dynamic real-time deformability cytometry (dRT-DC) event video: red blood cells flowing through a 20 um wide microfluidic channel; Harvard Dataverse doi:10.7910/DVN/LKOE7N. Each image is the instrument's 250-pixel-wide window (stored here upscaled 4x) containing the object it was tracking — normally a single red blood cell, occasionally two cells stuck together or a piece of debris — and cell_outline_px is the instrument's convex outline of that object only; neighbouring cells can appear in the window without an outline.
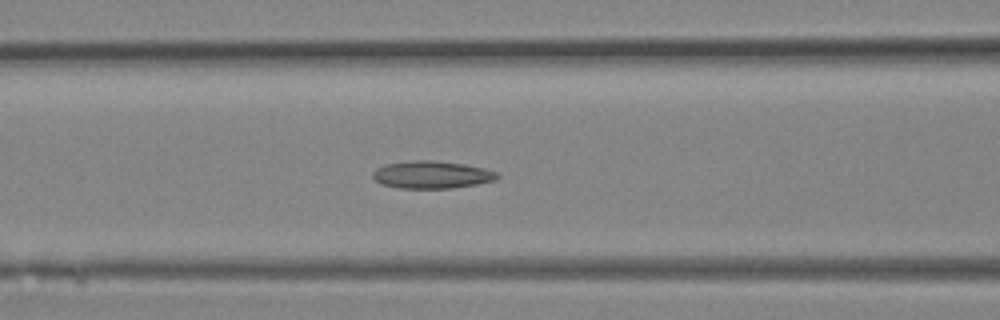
{"species": "Egyptian fruit bat (a non-hibernating species)", "species_latin": "Rousettus aegyptiacus", "temperature_condition": "room temperature", "stored_images_in_passage": 16, "camera_frame_rate_fps": 3000, "um_per_image_px": 0.085, "animal": {"sex": "female"}, "frame": {"image": 1, "passage_image": 12, "time_ms": 3.667, "image_size_px": [1000, 320], "cell_outline_px": [[500, 176], [496, 180], [476, 184], [452, 188], [400, 188], [380, 184], [372, 176], [372, 172], [376, 168], [384, 164], [412, 160], [428, 160], [464, 164], [484, 168], [496, 172]], "centroid_in_image_um": [36.67, 14.85], "position_along_channel_um": 129.9, "area_um2": 19.94}}
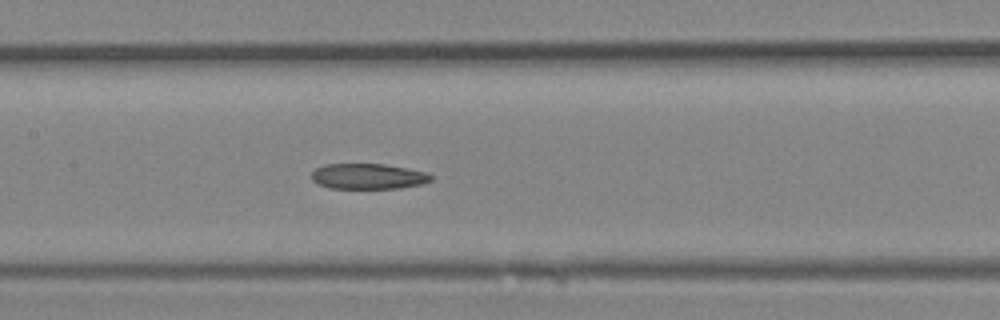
{"frame": {"image": 2, "passage_image": 14, "time_ms": 4.333, "image_size_px": [1000, 320], "cell_outline_px": [[432, 180], [424, 184], [400, 188], [328, 188], [312, 180], [312, 172], [316, 168], [324, 164], [384, 164], [428, 172], [432, 176]], "centroid_in_image_um": [31.32, 14.99], "position_along_channel_um": 176.1, "area_um2": 17.8}}
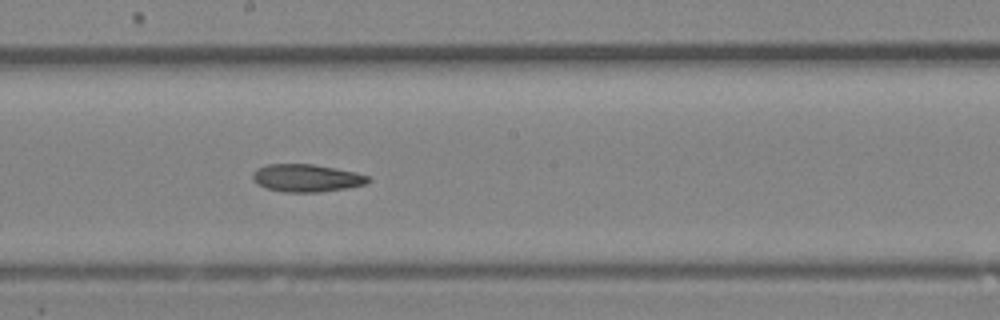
{"frame": {"image": 3, "passage_image": 16, "time_ms": 5.0, "image_size_px": [1000, 320], "cell_outline_px": [[372, 180], [368, 184], [348, 188], [320, 192], [284, 192], [268, 188], [256, 184], [252, 176], [252, 172], [256, 168], [268, 164], [312, 164], [356, 172], [372, 176]], "centroid_in_image_um": [26.11, 15.13], "position_along_channel_um": 222.1, "area_um2": 18.84}}